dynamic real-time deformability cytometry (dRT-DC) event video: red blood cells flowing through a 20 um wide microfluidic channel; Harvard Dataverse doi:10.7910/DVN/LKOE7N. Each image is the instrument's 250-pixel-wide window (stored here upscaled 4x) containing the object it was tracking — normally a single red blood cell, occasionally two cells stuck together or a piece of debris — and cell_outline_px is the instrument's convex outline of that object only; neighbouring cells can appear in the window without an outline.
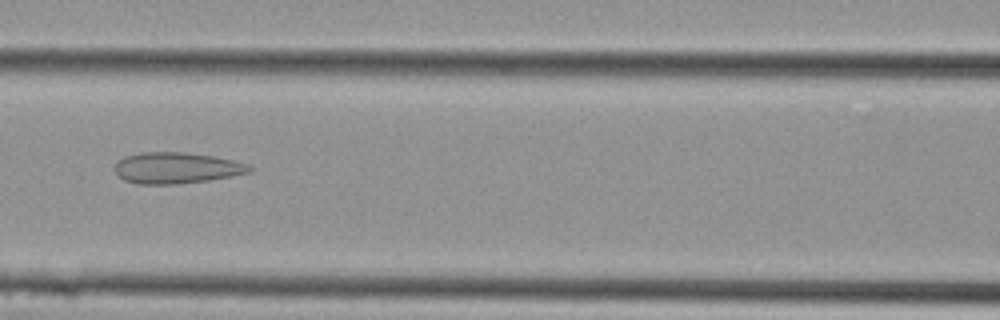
{"species": "Egyptian fruit bat (a non-hibernating species)", "species_latin": "Rousettus aegyptiacus", "temperature_condition": "cold", "stored_images_in_passage": 12, "camera_frame_rate_fps": 3000, "um_per_image_px": 0.085, "animal": {"sex": "female"}, "frame": {"image": 1, "passage_image": 4, "time_ms": 1.0, "image_size_px": [1000, 320], "cell_outline_px": [[240, 172], [224, 176], [200, 180], [128, 180], [124, 176], [124, 160], [132, 156], [204, 156], [224, 160], [232, 164]], "centroid_in_image_um": [14.98, 14.28], "position_along_channel_um": 151.6, "area_um2": 17.57}}
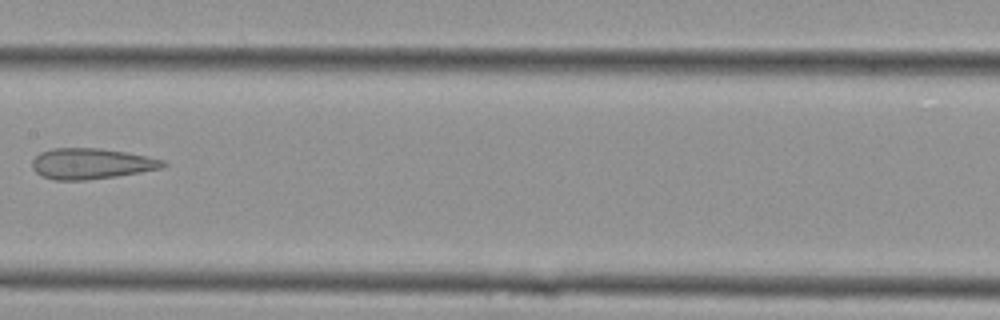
{"frame": {"image": 2, "passage_image": 6, "time_ms": 1.667, "image_size_px": [1000, 320], "cell_outline_px": [[160, 164], [152, 168], [132, 172], [108, 176], [44, 176], [36, 168], [36, 160], [44, 152], [68, 148], [80, 148], [116, 152], [140, 156], [152, 160]], "centroid_in_image_um": [7.66, 13.85], "position_along_channel_um": 199.7, "area_um2": 19.02}}
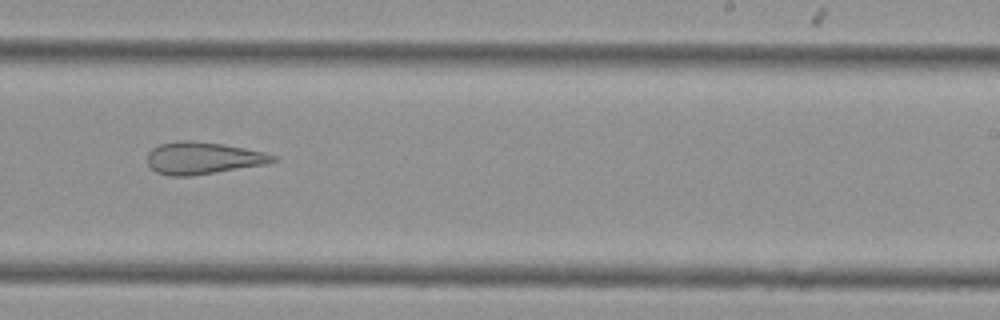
{"frame": {"image": 3, "passage_image": 9, "time_ms": 2.667, "image_size_px": [1000, 320], "cell_outline_px": [[272, 160], [256, 164], [208, 172], [160, 172], [152, 168], [152, 152], [156, 148], [164, 144], [216, 144], [256, 152]], "centroid_in_image_um": [17.18, 13.43], "position_along_channel_um": 271.8, "area_um2": 18.79}}